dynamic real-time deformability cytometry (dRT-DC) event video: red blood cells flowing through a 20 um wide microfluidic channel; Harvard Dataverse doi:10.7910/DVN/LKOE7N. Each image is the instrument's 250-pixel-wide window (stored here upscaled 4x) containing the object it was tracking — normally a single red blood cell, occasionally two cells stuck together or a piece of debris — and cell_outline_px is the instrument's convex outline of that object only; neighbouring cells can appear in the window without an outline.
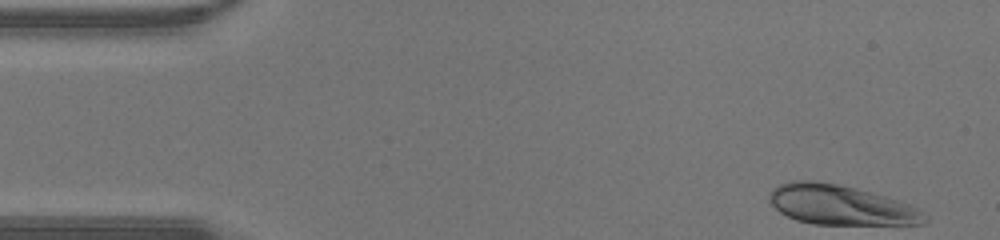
{"species": "human", "species_latin": "Homo sapiens", "temperature_condition": "warm", "stored_images_in_passage": 40, "camera_frame_rate_fps": 3000, "um_per_image_px": 0.085, "donor": {"sex": "male"}, "frame": {"image": 1, "passage_image": 1, "time_ms": 0.0, "image_size_px": [1000, 240], "cell_outline_px": [[928, 220], [924, 224], [812, 224], [796, 220], [780, 212], [768, 200], [768, 192], [776, 184], [792, 180], [812, 180], [840, 184], [872, 192], [908, 204], [924, 212], [928, 216]], "centroid_in_image_um": [71.41, 17.41], "position_along_channel_um": 13.6, "area_um2": 36.24}}
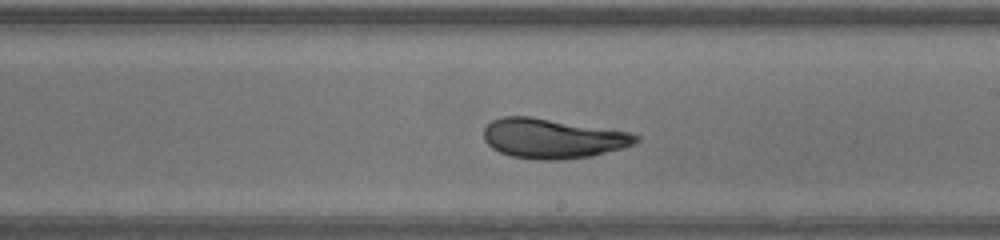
{"frame": {"image": 2, "passage_image": 22, "time_ms": 7.0, "image_size_px": [1000, 240], "cell_outline_px": [[640, 140], [636, 144], [592, 156], [560, 160], [540, 160], [512, 156], [500, 152], [492, 148], [484, 140], [484, 128], [492, 120], [504, 116], [532, 116], [628, 132], [640, 136]], "centroid_in_image_um": [46.97, 11.77], "position_along_channel_um": 242.0, "area_um2": 35.26}}
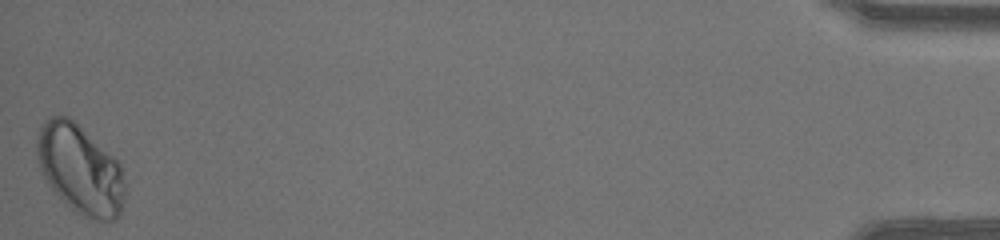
{"frame": {"image": 3, "passage_image": 40, "time_ms": 13.0, "image_size_px": [1000, 240], "cell_outline_px": [[124, 208], [120, 216], [116, 220], [96, 220], [84, 216], [76, 212], [64, 204], [48, 184], [44, 176], [36, 156], [36, 140], [40, 124], [44, 120], [52, 116], [68, 116], [112, 156], [120, 164], [124, 180]], "centroid_in_image_um": [6.8, 14.43], "position_along_channel_um": 428.4, "area_um2": 45.72}}